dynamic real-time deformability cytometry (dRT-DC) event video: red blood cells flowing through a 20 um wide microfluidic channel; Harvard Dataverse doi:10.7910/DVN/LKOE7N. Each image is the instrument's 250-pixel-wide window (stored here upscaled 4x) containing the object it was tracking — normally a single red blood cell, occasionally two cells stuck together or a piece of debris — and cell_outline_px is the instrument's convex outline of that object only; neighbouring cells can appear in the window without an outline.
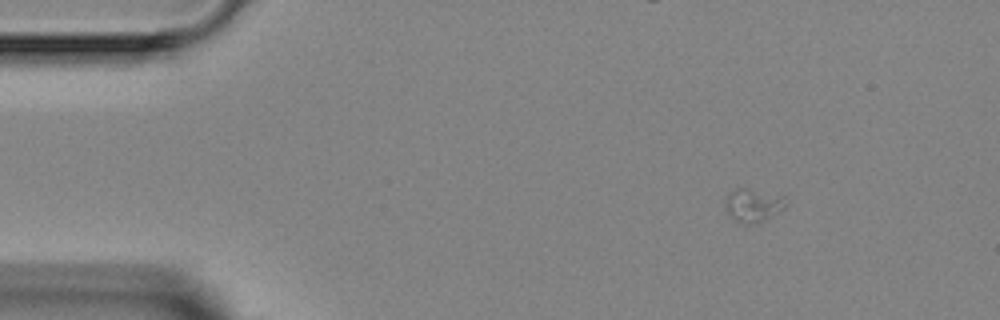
{"species": "Egyptian fruit bat (a non-hibernating species)", "species_latin": "Rousettus aegyptiacus", "temperature_condition": "room temperature", "stored_images_in_passage": 4, "segment_of_instrument_passage": [1, 2], "camera_frame_rate_fps": 3000, "um_per_image_px": 0.085, "animal": {"sex": "female"}, "frame": {"image": 1, "passage_image": 1, "time_ms": 0.0, "image_size_px": [1000, 320], "cell_outline_px": [[788, 204], [784, 208], [760, 220], [748, 224], [736, 220], [728, 216], [724, 208], [724, 200], [736, 188], [748, 188], [784, 196]], "centroid_in_image_um": [63.97, 17.41], "position_along_channel_um": 21.0, "area_um2": 11.44}}